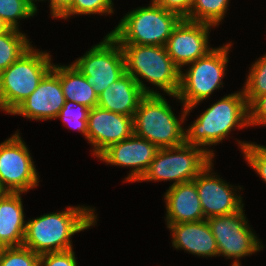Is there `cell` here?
Returning a JSON list of instances; mask_svg holds the SVG:
<instances>
[{
    "label": "cell",
    "instance_id": "obj_1",
    "mask_svg": "<svg viewBox=\"0 0 266 266\" xmlns=\"http://www.w3.org/2000/svg\"><path fill=\"white\" fill-rule=\"evenodd\" d=\"M92 206H67L65 210L26 220L22 246L38 255L74 249L72 237L96 226L98 214Z\"/></svg>",
    "mask_w": 266,
    "mask_h": 266
},
{
    "label": "cell",
    "instance_id": "obj_2",
    "mask_svg": "<svg viewBox=\"0 0 266 266\" xmlns=\"http://www.w3.org/2000/svg\"><path fill=\"white\" fill-rule=\"evenodd\" d=\"M239 90L224 95L199 114L185 128V143L203 148L214 158L211 146L222 143L232 135V129L235 131L250 127L248 104L243 89Z\"/></svg>",
    "mask_w": 266,
    "mask_h": 266
},
{
    "label": "cell",
    "instance_id": "obj_3",
    "mask_svg": "<svg viewBox=\"0 0 266 266\" xmlns=\"http://www.w3.org/2000/svg\"><path fill=\"white\" fill-rule=\"evenodd\" d=\"M120 45L124 52L126 72L145 94H161L159 90H162L164 95H177L181 69L172 61L165 46ZM143 80L154 85V88L148 87Z\"/></svg>",
    "mask_w": 266,
    "mask_h": 266
},
{
    "label": "cell",
    "instance_id": "obj_4",
    "mask_svg": "<svg viewBox=\"0 0 266 266\" xmlns=\"http://www.w3.org/2000/svg\"><path fill=\"white\" fill-rule=\"evenodd\" d=\"M164 94H146L133 116L134 134L147 139L159 149L185 143L186 117L190 114L182 107L179 117L168 104Z\"/></svg>",
    "mask_w": 266,
    "mask_h": 266
},
{
    "label": "cell",
    "instance_id": "obj_5",
    "mask_svg": "<svg viewBox=\"0 0 266 266\" xmlns=\"http://www.w3.org/2000/svg\"><path fill=\"white\" fill-rule=\"evenodd\" d=\"M230 41L215 47L205 57L187 64L185 72L180 73V87L177 95H169L178 100L190 113L196 106L207 100L215 90L223 88V78L227 73ZM200 103V104H199Z\"/></svg>",
    "mask_w": 266,
    "mask_h": 266
},
{
    "label": "cell",
    "instance_id": "obj_6",
    "mask_svg": "<svg viewBox=\"0 0 266 266\" xmlns=\"http://www.w3.org/2000/svg\"><path fill=\"white\" fill-rule=\"evenodd\" d=\"M181 20L178 14L151 0L148 6L128 11L109 34L119 44L166 46Z\"/></svg>",
    "mask_w": 266,
    "mask_h": 266
},
{
    "label": "cell",
    "instance_id": "obj_7",
    "mask_svg": "<svg viewBox=\"0 0 266 266\" xmlns=\"http://www.w3.org/2000/svg\"><path fill=\"white\" fill-rule=\"evenodd\" d=\"M52 55L33 45L0 73V111L10 114L52 68Z\"/></svg>",
    "mask_w": 266,
    "mask_h": 266
},
{
    "label": "cell",
    "instance_id": "obj_8",
    "mask_svg": "<svg viewBox=\"0 0 266 266\" xmlns=\"http://www.w3.org/2000/svg\"><path fill=\"white\" fill-rule=\"evenodd\" d=\"M213 159L197 145L183 143L176 147L162 148L139 181H172L169 187L193 181Z\"/></svg>",
    "mask_w": 266,
    "mask_h": 266
},
{
    "label": "cell",
    "instance_id": "obj_9",
    "mask_svg": "<svg viewBox=\"0 0 266 266\" xmlns=\"http://www.w3.org/2000/svg\"><path fill=\"white\" fill-rule=\"evenodd\" d=\"M218 246V257L231 259V266H242L241 258L263 250L245 215L244 206L235 213L206 219Z\"/></svg>",
    "mask_w": 266,
    "mask_h": 266
},
{
    "label": "cell",
    "instance_id": "obj_10",
    "mask_svg": "<svg viewBox=\"0 0 266 266\" xmlns=\"http://www.w3.org/2000/svg\"><path fill=\"white\" fill-rule=\"evenodd\" d=\"M72 64L98 96L126 72L123 49L109 32L99 44H94Z\"/></svg>",
    "mask_w": 266,
    "mask_h": 266
},
{
    "label": "cell",
    "instance_id": "obj_11",
    "mask_svg": "<svg viewBox=\"0 0 266 266\" xmlns=\"http://www.w3.org/2000/svg\"><path fill=\"white\" fill-rule=\"evenodd\" d=\"M13 135L0 143V183L6 192L27 193L39 186V173L22 135Z\"/></svg>",
    "mask_w": 266,
    "mask_h": 266
},
{
    "label": "cell",
    "instance_id": "obj_12",
    "mask_svg": "<svg viewBox=\"0 0 266 266\" xmlns=\"http://www.w3.org/2000/svg\"><path fill=\"white\" fill-rule=\"evenodd\" d=\"M213 161L193 180L196 184L205 219L232 214L238 212L244 206V199L239 194L243 187L240 185L234 186L222 179L213 171Z\"/></svg>",
    "mask_w": 266,
    "mask_h": 266
},
{
    "label": "cell",
    "instance_id": "obj_13",
    "mask_svg": "<svg viewBox=\"0 0 266 266\" xmlns=\"http://www.w3.org/2000/svg\"><path fill=\"white\" fill-rule=\"evenodd\" d=\"M66 100L60 83V64H54L37 88L10 115L30 120H56Z\"/></svg>",
    "mask_w": 266,
    "mask_h": 266
},
{
    "label": "cell",
    "instance_id": "obj_14",
    "mask_svg": "<svg viewBox=\"0 0 266 266\" xmlns=\"http://www.w3.org/2000/svg\"><path fill=\"white\" fill-rule=\"evenodd\" d=\"M212 28L215 29L207 23L182 19L173 29L165 47L172 61L181 70L214 49L209 43Z\"/></svg>",
    "mask_w": 266,
    "mask_h": 266
},
{
    "label": "cell",
    "instance_id": "obj_15",
    "mask_svg": "<svg viewBox=\"0 0 266 266\" xmlns=\"http://www.w3.org/2000/svg\"><path fill=\"white\" fill-rule=\"evenodd\" d=\"M159 148L147 139L133 134L126 140L111 145L97 159L106 165L129 167L123 182H139L155 158Z\"/></svg>",
    "mask_w": 266,
    "mask_h": 266
},
{
    "label": "cell",
    "instance_id": "obj_16",
    "mask_svg": "<svg viewBox=\"0 0 266 266\" xmlns=\"http://www.w3.org/2000/svg\"><path fill=\"white\" fill-rule=\"evenodd\" d=\"M134 134L133 117L111 112L98 106L90 109L87 121V140L93 157L97 158L113 144Z\"/></svg>",
    "mask_w": 266,
    "mask_h": 266
},
{
    "label": "cell",
    "instance_id": "obj_17",
    "mask_svg": "<svg viewBox=\"0 0 266 266\" xmlns=\"http://www.w3.org/2000/svg\"><path fill=\"white\" fill-rule=\"evenodd\" d=\"M166 226L172 236L173 248L202 258L218 256V246L206 219Z\"/></svg>",
    "mask_w": 266,
    "mask_h": 266
},
{
    "label": "cell",
    "instance_id": "obj_18",
    "mask_svg": "<svg viewBox=\"0 0 266 266\" xmlns=\"http://www.w3.org/2000/svg\"><path fill=\"white\" fill-rule=\"evenodd\" d=\"M163 196L166 224L197 222L205 219L194 181L169 187Z\"/></svg>",
    "mask_w": 266,
    "mask_h": 266
},
{
    "label": "cell",
    "instance_id": "obj_19",
    "mask_svg": "<svg viewBox=\"0 0 266 266\" xmlns=\"http://www.w3.org/2000/svg\"><path fill=\"white\" fill-rule=\"evenodd\" d=\"M146 94L127 72L98 96V107L133 117Z\"/></svg>",
    "mask_w": 266,
    "mask_h": 266
},
{
    "label": "cell",
    "instance_id": "obj_20",
    "mask_svg": "<svg viewBox=\"0 0 266 266\" xmlns=\"http://www.w3.org/2000/svg\"><path fill=\"white\" fill-rule=\"evenodd\" d=\"M22 194L6 192L0 196V248L23 244L26 220Z\"/></svg>",
    "mask_w": 266,
    "mask_h": 266
},
{
    "label": "cell",
    "instance_id": "obj_21",
    "mask_svg": "<svg viewBox=\"0 0 266 266\" xmlns=\"http://www.w3.org/2000/svg\"><path fill=\"white\" fill-rule=\"evenodd\" d=\"M60 83L66 101H73L90 109L98 105V95L85 76L72 64H60Z\"/></svg>",
    "mask_w": 266,
    "mask_h": 266
},
{
    "label": "cell",
    "instance_id": "obj_22",
    "mask_svg": "<svg viewBox=\"0 0 266 266\" xmlns=\"http://www.w3.org/2000/svg\"><path fill=\"white\" fill-rule=\"evenodd\" d=\"M21 31L10 28L0 35V73L33 45L27 34Z\"/></svg>",
    "mask_w": 266,
    "mask_h": 266
},
{
    "label": "cell",
    "instance_id": "obj_23",
    "mask_svg": "<svg viewBox=\"0 0 266 266\" xmlns=\"http://www.w3.org/2000/svg\"><path fill=\"white\" fill-rule=\"evenodd\" d=\"M230 0H194L188 21L207 23L218 27L229 10Z\"/></svg>",
    "mask_w": 266,
    "mask_h": 266
},
{
    "label": "cell",
    "instance_id": "obj_24",
    "mask_svg": "<svg viewBox=\"0 0 266 266\" xmlns=\"http://www.w3.org/2000/svg\"><path fill=\"white\" fill-rule=\"evenodd\" d=\"M37 7L32 0H0V18L10 28L21 30L19 20L37 16Z\"/></svg>",
    "mask_w": 266,
    "mask_h": 266
},
{
    "label": "cell",
    "instance_id": "obj_25",
    "mask_svg": "<svg viewBox=\"0 0 266 266\" xmlns=\"http://www.w3.org/2000/svg\"><path fill=\"white\" fill-rule=\"evenodd\" d=\"M250 67L242 87L248 105L256 97L266 94V53Z\"/></svg>",
    "mask_w": 266,
    "mask_h": 266
},
{
    "label": "cell",
    "instance_id": "obj_26",
    "mask_svg": "<svg viewBox=\"0 0 266 266\" xmlns=\"http://www.w3.org/2000/svg\"><path fill=\"white\" fill-rule=\"evenodd\" d=\"M90 108L73 101H66L56 119L70 129L77 130L87 140V121Z\"/></svg>",
    "mask_w": 266,
    "mask_h": 266
},
{
    "label": "cell",
    "instance_id": "obj_27",
    "mask_svg": "<svg viewBox=\"0 0 266 266\" xmlns=\"http://www.w3.org/2000/svg\"><path fill=\"white\" fill-rule=\"evenodd\" d=\"M247 165L253 169L266 184V146L254 142L236 140Z\"/></svg>",
    "mask_w": 266,
    "mask_h": 266
},
{
    "label": "cell",
    "instance_id": "obj_28",
    "mask_svg": "<svg viewBox=\"0 0 266 266\" xmlns=\"http://www.w3.org/2000/svg\"><path fill=\"white\" fill-rule=\"evenodd\" d=\"M114 0H73L71 9L61 18L67 20L75 15H111L114 14Z\"/></svg>",
    "mask_w": 266,
    "mask_h": 266
},
{
    "label": "cell",
    "instance_id": "obj_29",
    "mask_svg": "<svg viewBox=\"0 0 266 266\" xmlns=\"http://www.w3.org/2000/svg\"><path fill=\"white\" fill-rule=\"evenodd\" d=\"M0 266H39V255L24 246L1 247Z\"/></svg>",
    "mask_w": 266,
    "mask_h": 266
},
{
    "label": "cell",
    "instance_id": "obj_30",
    "mask_svg": "<svg viewBox=\"0 0 266 266\" xmlns=\"http://www.w3.org/2000/svg\"><path fill=\"white\" fill-rule=\"evenodd\" d=\"M39 266H78L73 249L39 255Z\"/></svg>",
    "mask_w": 266,
    "mask_h": 266
},
{
    "label": "cell",
    "instance_id": "obj_31",
    "mask_svg": "<svg viewBox=\"0 0 266 266\" xmlns=\"http://www.w3.org/2000/svg\"><path fill=\"white\" fill-rule=\"evenodd\" d=\"M249 126L266 127V94L256 97L249 105Z\"/></svg>",
    "mask_w": 266,
    "mask_h": 266
},
{
    "label": "cell",
    "instance_id": "obj_32",
    "mask_svg": "<svg viewBox=\"0 0 266 266\" xmlns=\"http://www.w3.org/2000/svg\"><path fill=\"white\" fill-rule=\"evenodd\" d=\"M165 10L178 14L185 19L191 12L194 0H153Z\"/></svg>",
    "mask_w": 266,
    "mask_h": 266
},
{
    "label": "cell",
    "instance_id": "obj_33",
    "mask_svg": "<svg viewBox=\"0 0 266 266\" xmlns=\"http://www.w3.org/2000/svg\"><path fill=\"white\" fill-rule=\"evenodd\" d=\"M47 1V0H39ZM49 1V8H50V15L53 19L58 18L61 19L72 7L73 0H48Z\"/></svg>",
    "mask_w": 266,
    "mask_h": 266
},
{
    "label": "cell",
    "instance_id": "obj_34",
    "mask_svg": "<svg viewBox=\"0 0 266 266\" xmlns=\"http://www.w3.org/2000/svg\"><path fill=\"white\" fill-rule=\"evenodd\" d=\"M10 27L5 23V21L0 18V35L6 33Z\"/></svg>",
    "mask_w": 266,
    "mask_h": 266
},
{
    "label": "cell",
    "instance_id": "obj_35",
    "mask_svg": "<svg viewBox=\"0 0 266 266\" xmlns=\"http://www.w3.org/2000/svg\"><path fill=\"white\" fill-rule=\"evenodd\" d=\"M5 193H6L5 189L2 187V185L0 183V196H2Z\"/></svg>",
    "mask_w": 266,
    "mask_h": 266
}]
</instances>
